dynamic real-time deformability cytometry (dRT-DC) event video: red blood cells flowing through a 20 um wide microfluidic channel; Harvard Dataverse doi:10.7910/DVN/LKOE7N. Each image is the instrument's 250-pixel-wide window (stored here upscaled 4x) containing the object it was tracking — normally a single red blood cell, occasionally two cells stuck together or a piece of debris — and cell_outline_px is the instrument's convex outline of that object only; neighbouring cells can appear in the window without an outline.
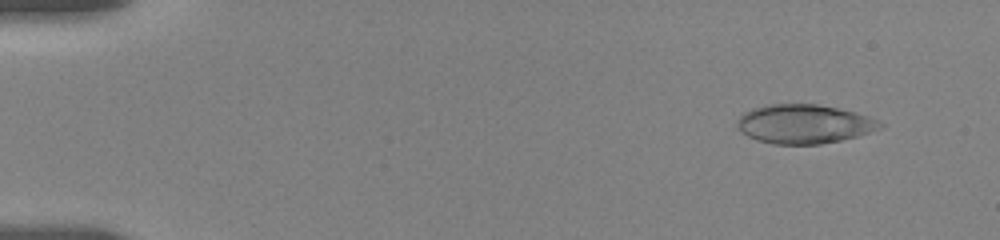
{"species": "human", "species_latin": "Homo sapiens", "temperature_condition": "room temperature", "stored_images_in_passage": 50, "camera_frame_rate_fps": 3000, "um_per_image_px": 0.085, "donor": {"sex": "female"}, "frame": {"image": 1, "passage_image": 4, "time_ms": 1.333, "image_size_px": [1000, 240], "cell_outline_px": [[884, 124], [880, 128], [856, 136], [840, 140], [820, 144], [772, 144], [756, 140], [748, 136], [736, 128], [736, 120], [744, 112], [752, 108], [768, 104], [816, 104], [840, 108], [868, 116]], "centroid_in_image_um": [68.29, 10.53], "position_along_channel_um": 16.7, "area_um2": 32.48}}
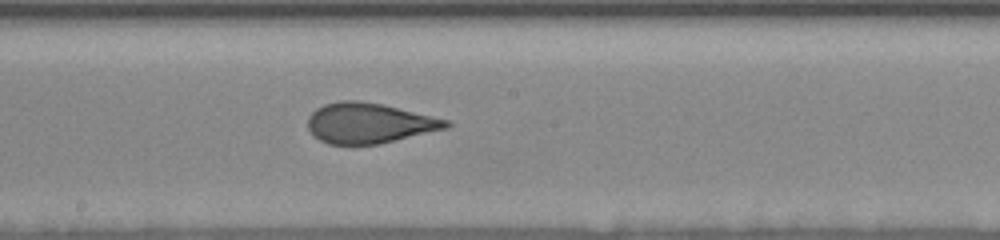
{"frame": {"image": 2, "passage_image": 31, "time_ms": 10.0, "image_size_px": [1000, 240], "cell_outline_px": [[452, 124], [448, 128], [380, 144], [328, 144], [312, 136], [308, 128], [308, 116], [316, 108], [324, 104], [340, 100], [356, 100], [380, 104], [452, 120]], "centroid_in_image_um": [31.38, 10.47], "position_along_channel_um": 216.8, "area_um2": 32.66}}
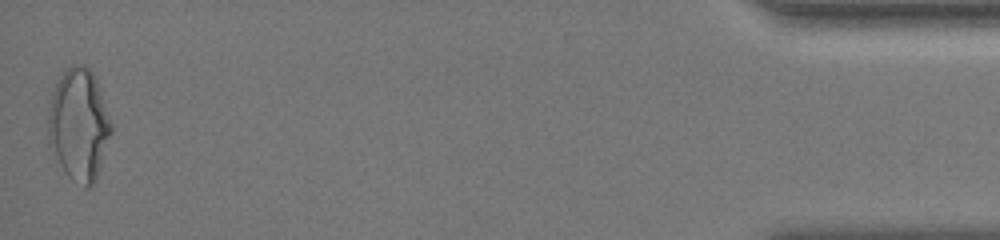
{"frame": {"image": 3, "passage_image": 50, "time_ms": 18.0, "image_size_px": [1000, 240], "cell_outline_px": [[112, 132], [96, 180], [92, 184], [84, 188], [72, 180], [64, 172], [48, 144], [48, 112], [52, 92], [60, 76], [72, 64], [84, 64], [92, 72], [96, 80], [112, 124]], "centroid_in_image_um": [6.69, 10.62], "position_along_channel_um": 428.5, "area_um2": 41.1}, "authors_computed_cell_mechanics": {"area_um2": 32.9749, "velocity_mm_per_s": 3.6635, "shape_relaxation_time_tau1_ms": 10.5444, "shape_relaxation_time_tau2_ms": 0.9487, "deformation_change_tau1": 0.2512, "deformation_change_tau2": 0.084}}